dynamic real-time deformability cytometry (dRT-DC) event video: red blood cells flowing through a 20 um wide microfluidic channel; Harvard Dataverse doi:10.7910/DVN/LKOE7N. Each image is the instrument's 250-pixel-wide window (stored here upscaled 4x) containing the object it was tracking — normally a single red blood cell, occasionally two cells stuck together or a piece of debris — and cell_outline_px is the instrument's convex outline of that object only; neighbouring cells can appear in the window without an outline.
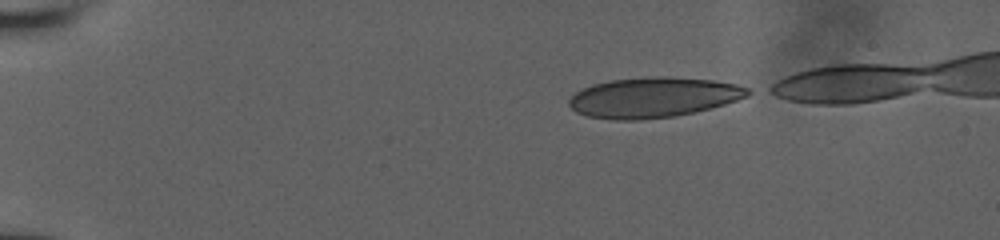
{"species": "human", "species_latin": "Homo sapiens", "temperature_condition": "room temperature", "stored_images_in_passage": 43, "camera_frame_rate_fps": 3000, "um_per_image_px": 0.085, "donor": {"sex": "male"}, "frame": {"image": 1, "passage_image": 1, "time_ms": 0.0, "image_size_px": [1000, 240], "cell_outline_px": [[756, 92], [748, 96], [724, 104], [676, 116], [640, 120], [616, 120], [588, 116], [576, 112], [568, 104], [568, 100], [576, 92], [592, 84], [612, 80], [652, 76], [668, 76], [712, 80], [736, 84], [748, 88]], "centroid_in_image_um": [55.55, 8.27], "position_along_channel_um": 29.5, "area_um2": 41.85}}
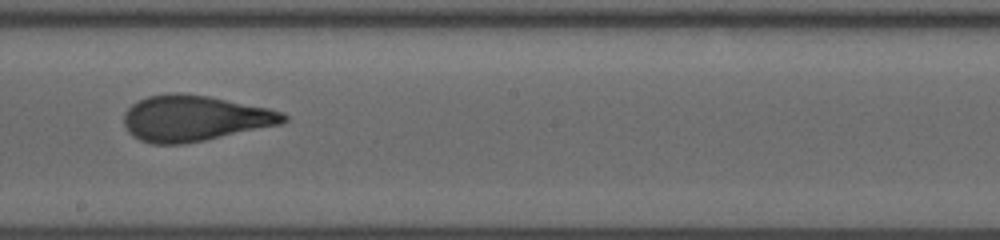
{"frame": {"image": 2, "passage_image": 24, "time_ms": 7.667, "image_size_px": [1000, 240], "cell_outline_px": [[288, 120], [280, 124], [204, 140], [180, 144], [152, 144], [140, 140], [132, 136], [128, 132], [124, 124], [124, 112], [132, 104], [148, 96], [172, 92], [180, 92], [208, 96], [268, 108], [284, 112], [288, 116]], "centroid_in_image_um": [16.51, 10.05], "position_along_channel_um": 231.7, "area_um2": 42.48}}
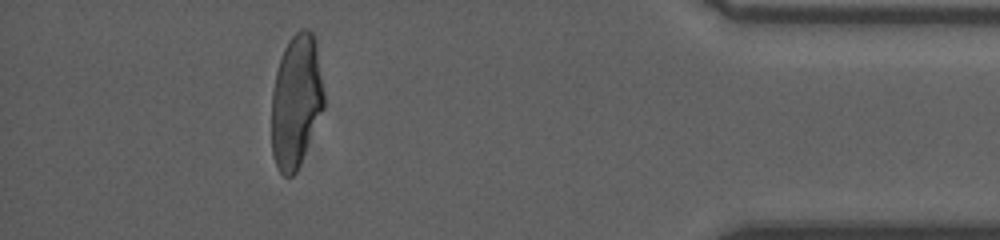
{"frame": {"image": 3, "passage_image": 41, "time_ms": 13.333, "image_size_px": [1000, 240], "cell_outline_px": [[324, 108], [300, 164], [296, 172], [292, 176], [284, 176], [280, 172], [276, 164], [272, 152], [272, 92], [276, 72], [284, 48], [288, 40], [300, 28], [308, 28], [312, 32], [316, 40], [324, 92]], "centroid_in_image_um": [25.18, 8.57], "position_along_channel_um": 410.0, "area_um2": 40.69}}